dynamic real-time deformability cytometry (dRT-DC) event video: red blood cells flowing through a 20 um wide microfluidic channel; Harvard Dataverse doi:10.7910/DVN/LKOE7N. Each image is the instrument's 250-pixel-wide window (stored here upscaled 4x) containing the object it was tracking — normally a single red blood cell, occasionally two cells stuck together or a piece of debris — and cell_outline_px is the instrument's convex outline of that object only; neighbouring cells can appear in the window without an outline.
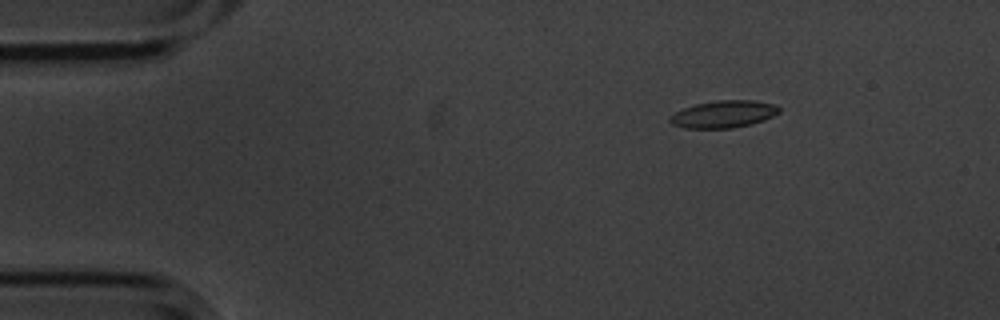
{"species": "common noctule bat (a hibernating species)", "species_latin": "Nyctalus noctula", "temperature_condition": "cold", "stored_images_in_passage": 4, "camera_frame_rate_fps": 3000, "um_per_image_px": 0.085, "animal": {"sex": "male", "body_mass_g": 20.1, "forearm_length_mm": 53.5}, "frame": {"image": 1, "passage_image": 2, "time_ms": 0.333, "image_size_px": [1000, 320], "cell_outline_px": [[780, 112], [764, 120], [732, 128], [684, 128], [672, 124], [668, 120], [668, 116], [684, 108], [696, 104], [716, 100], [756, 100], [776, 104], [780, 108]], "centroid_in_image_um": [61.5, 9.69], "position_along_channel_um": 23.5, "area_um2": 17.34}}